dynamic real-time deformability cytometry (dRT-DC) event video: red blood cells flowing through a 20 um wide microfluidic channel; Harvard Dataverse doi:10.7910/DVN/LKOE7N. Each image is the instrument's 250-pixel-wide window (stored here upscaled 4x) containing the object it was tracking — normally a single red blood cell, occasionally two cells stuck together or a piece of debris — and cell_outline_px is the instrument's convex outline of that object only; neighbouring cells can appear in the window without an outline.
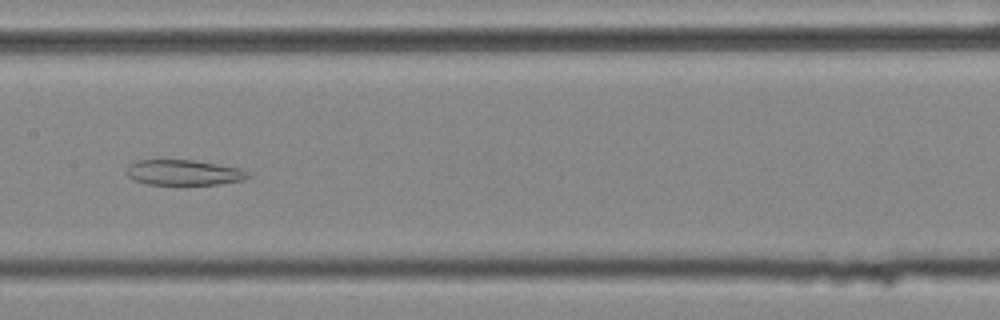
{"species": "common noctule bat (a hibernating species)", "species_latin": "Nyctalus noctula", "temperature_condition": "cold", "stored_images_in_passage": 48, "camera_frame_rate_fps": 3000, "um_per_image_px": 0.085, "animal": {"sex": "female", "body_mass_g": 25.1}, "frame": {"image": 1, "passage_image": 21, "time_ms": 6.667, "image_size_px": [1000, 320], "cell_outline_px": [[252, 176], [244, 180], [220, 184], [148, 184], [132, 180], [128, 176], [128, 164], [136, 160], [192, 160], [240, 168], [248, 172]], "centroid_in_image_um": [15.63, 14.66], "position_along_channel_um": 191.8, "area_um2": 17.92}}
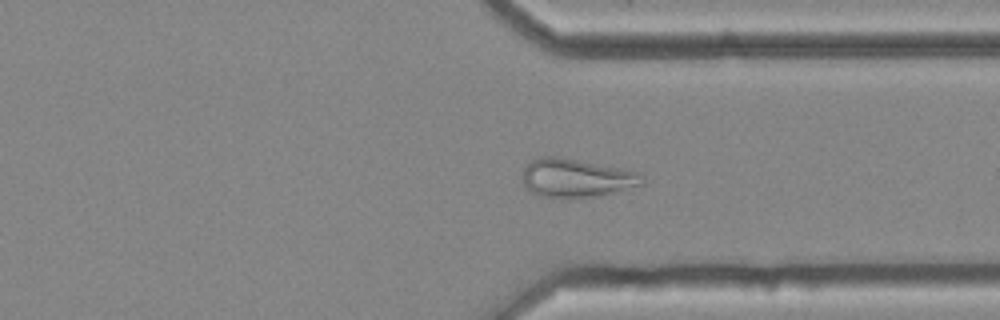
{"frame": {"image": 2, "passage_image": 35, "time_ms": 11.333, "image_size_px": [1000, 320], "cell_outline_px": [[644, 184], [596, 196], [568, 200], [560, 200], [540, 196], [532, 192], [524, 184], [524, 168], [532, 160], [540, 156], [560, 156], [640, 172], [644, 176]], "centroid_in_image_um": [48.99, 15.15], "position_along_channel_um": 362.4, "area_um2": 27.22}}
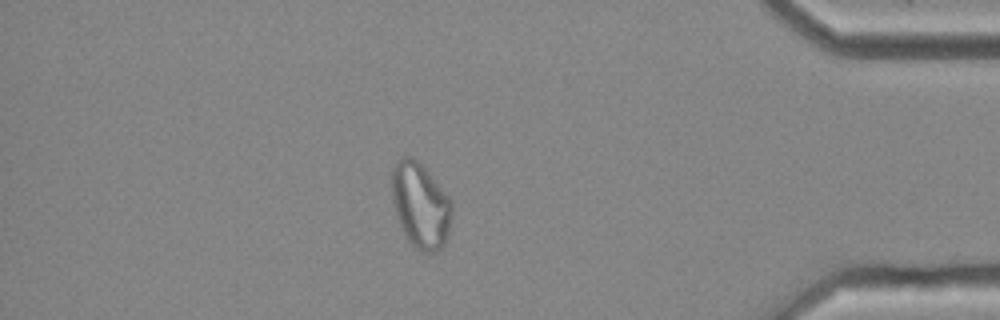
{"frame": {"image": 3, "passage_image": 41, "time_ms": 13.333, "image_size_px": [1000, 320], "cell_outline_px": [[452, 212], [448, 236], [444, 244], [440, 248], [432, 252], [424, 252], [416, 248], [408, 240], [396, 216], [392, 204], [392, 168], [396, 160], [404, 156], [412, 156], [424, 164], [448, 196], [452, 204]], "centroid_in_image_um": [35.73, 17.4], "position_along_channel_um": 399.5, "area_um2": 30.17}, "authors_computed_cell_mechanics": {"area_um2": 27.744, "velocity_mm_per_s": 3.6385, "shape_relaxation_time_tau1_ms": null, "shape_relaxation_time_tau2_ms": 4.1771, "deformation_change_tau1": null, "deformation_change_tau2": 0.1124}}